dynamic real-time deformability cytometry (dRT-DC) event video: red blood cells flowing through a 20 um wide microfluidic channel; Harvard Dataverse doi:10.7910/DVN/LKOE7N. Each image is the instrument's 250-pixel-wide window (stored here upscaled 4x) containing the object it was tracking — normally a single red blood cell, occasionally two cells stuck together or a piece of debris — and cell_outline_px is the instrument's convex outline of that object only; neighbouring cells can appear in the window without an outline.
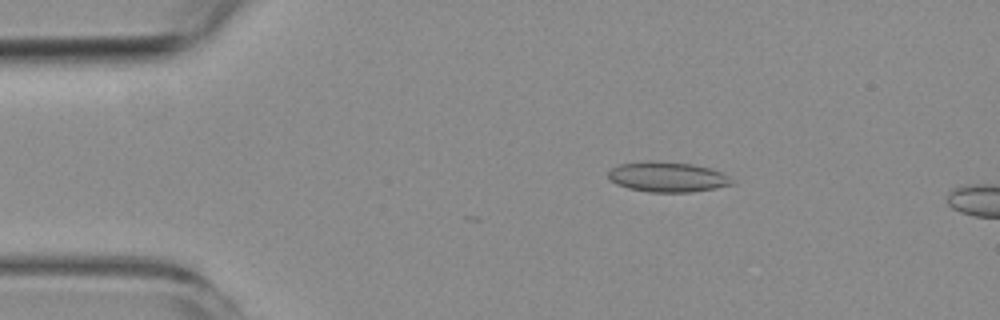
{"species": "common noctule bat (a hibernating species)", "species_latin": "Nyctalus noctula", "temperature_condition": "room temperature", "stored_images_in_passage": 4, "camera_frame_rate_fps": 3000, "um_per_image_px": 0.085, "animal": {"sex": "female", "body_mass_g": 19.3, "forearm_length_mm": 54.1}, "frame": {"image": 1, "passage_image": 3, "time_ms": 2.333, "image_size_px": [1000, 320], "cell_outline_px": [[732, 184], [716, 188], [692, 192], [648, 192], [628, 188], [616, 184], [608, 180], [608, 172], [612, 168], [620, 164], [648, 160], [652, 160], [692, 164], [712, 168], [728, 176], [732, 180]], "centroid_in_image_um": [56.7, 15.03], "position_along_channel_um": 28.3, "area_um2": 21.85}}